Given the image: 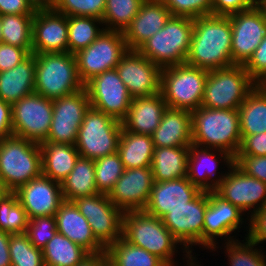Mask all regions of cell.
<instances>
[{"label":"cell","instance_id":"cell-48","mask_svg":"<svg viewBox=\"0 0 266 266\" xmlns=\"http://www.w3.org/2000/svg\"><path fill=\"white\" fill-rule=\"evenodd\" d=\"M244 68L257 84L266 77V34Z\"/></svg>","mask_w":266,"mask_h":266},{"label":"cell","instance_id":"cell-3","mask_svg":"<svg viewBox=\"0 0 266 266\" xmlns=\"http://www.w3.org/2000/svg\"><path fill=\"white\" fill-rule=\"evenodd\" d=\"M192 144L237 155L242 141L238 109L199 107L192 111Z\"/></svg>","mask_w":266,"mask_h":266},{"label":"cell","instance_id":"cell-23","mask_svg":"<svg viewBox=\"0 0 266 266\" xmlns=\"http://www.w3.org/2000/svg\"><path fill=\"white\" fill-rule=\"evenodd\" d=\"M15 193L29 219L55 216L60 204L64 201L61 183L44 175L30 180L19 187Z\"/></svg>","mask_w":266,"mask_h":266},{"label":"cell","instance_id":"cell-5","mask_svg":"<svg viewBox=\"0 0 266 266\" xmlns=\"http://www.w3.org/2000/svg\"><path fill=\"white\" fill-rule=\"evenodd\" d=\"M41 175L40 144L15 135L0 139V178L8 191L15 192Z\"/></svg>","mask_w":266,"mask_h":266},{"label":"cell","instance_id":"cell-4","mask_svg":"<svg viewBox=\"0 0 266 266\" xmlns=\"http://www.w3.org/2000/svg\"><path fill=\"white\" fill-rule=\"evenodd\" d=\"M36 58L35 93L54 100L84 88L75 55L69 52L33 53Z\"/></svg>","mask_w":266,"mask_h":266},{"label":"cell","instance_id":"cell-40","mask_svg":"<svg viewBox=\"0 0 266 266\" xmlns=\"http://www.w3.org/2000/svg\"><path fill=\"white\" fill-rule=\"evenodd\" d=\"M144 0H106L102 18L105 30L123 32L138 14Z\"/></svg>","mask_w":266,"mask_h":266},{"label":"cell","instance_id":"cell-6","mask_svg":"<svg viewBox=\"0 0 266 266\" xmlns=\"http://www.w3.org/2000/svg\"><path fill=\"white\" fill-rule=\"evenodd\" d=\"M192 32L193 18L171 16L137 51L162 68L183 64L189 53Z\"/></svg>","mask_w":266,"mask_h":266},{"label":"cell","instance_id":"cell-12","mask_svg":"<svg viewBox=\"0 0 266 266\" xmlns=\"http://www.w3.org/2000/svg\"><path fill=\"white\" fill-rule=\"evenodd\" d=\"M13 135L41 144L47 140L53 117V100L36 93L11 105Z\"/></svg>","mask_w":266,"mask_h":266},{"label":"cell","instance_id":"cell-35","mask_svg":"<svg viewBox=\"0 0 266 266\" xmlns=\"http://www.w3.org/2000/svg\"><path fill=\"white\" fill-rule=\"evenodd\" d=\"M242 239L218 244L208 253L212 252V256L216 253L219 255V250L223 249L221 254L224 253V260L227 258V266H266V251L252 243L247 237Z\"/></svg>","mask_w":266,"mask_h":266},{"label":"cell","instance_id":"cell-47","mask_svg":"<svg viewBox=\"0 0 266 266\" xmlns=\"http://www.w3.org/2000/svg\"><path fill=\"white\" fill-rule=\"evenodd\" d=\"M234 164L248 176L266 183V156L236 155Z\"/></svg>","mask_w":266,"mask_h":266},{"label":"cell","instance_id":"cell-31","mask_svg":"<svg viewBox=\"0 0 266 266\" xmlns=\"http://www.w3.org/2000/svg\"><path fill=\"white\" fill-rule=\"evenodd\" d=\"M189 151L190 146L154 148L150 166L154 181L186 177Z\"/></svg>","mask_w":266,"mask_h":266},{"label":"cell","instance_id":"cell-62","mask_svg":"<svg viewBox=\"0 0 266 266\" xmlns=\"http://www.w3.org/2000/svg\"><path fill=\"white\" fill-rule=\"evenodd\" d=\"M0 43H2V34H1V15H0Z\"/></svg>","mask_w":266,"mask_h":266},{"label":"cell","instance_id":"cell-58","mask_svg":"<svg viewBox=\"0 0 266 266\" xmlns=\"http://www.w3.org/2000/svg\"><path fill=\"white\" fill-rule=\"evenodd\" d=\"M258 7L262 10L266 19V0H259Z\"/></svg>","mask_w":266,"mask_h":266},{"label":"cell","instance_id":"cell-44","mask_svg":"<svg viewBox=\"0 0 266 266\" xmlns=\"http://www.w3.org/2000/svg\"><path fill=\"white\" fill-rule=\"evenodd\" d=\"M106 0H55L52 8L69 16L95 17L102 20Z\"/></svg>","mask_w":266,"mask_h":266},{"label":"cell","instance_id":"cell-16","mask_svg":"<svg viewBox=\"0 0 266 266\" xmlns=\"http://www.w3.org/2000/svg\"><path fill=\"white\" fill-rule=\"evenodd\" d=\"M91 107L85 87L53 100V117L45 142L75 145L85 113Z\"/></svg>","mask_w":266,"mask_h":266},{"label":"cell","instance_id":"cell-20","mask_svg":"<svg viewBox=\"0 0 266 266\" xmlns=\"http://www.w3.org/2000/svg\"><path fill=\"white\" fill-rule=\"evenodd\" d=\"M132 98L161 92L162 67L137 50H128L115 68Z\"/></svg>","mask_w":266,"mask_h":266},{"label":"cell","instance_id":"cell-33","mask_svg":"<svg viewBox=\"0 0 266 266\" xmlns=\"http://www.w3.org/2000/svg\"><path fill=\"white\" fill-rule=\"evenodd\" d=\"M61 190L65 201L99 193L96 188L94 160L79 157L73 170L61 182Z\"/></svg>","mask_w":266,"mask_h":266},{"label":"cell","instance_id":"cell-60","mask_svg":"<svg viewBox=\"0 0 266 266\" xmlns=\"http://www.w3.org/2000/svg\"><path fill=\"white\" fill-rule=\"evenodd\" d=\"M198 256H193L191 266H203L204 264H201V261L199 262Z\"/></svg>","mask_w":266,"mask_h":266},{"label":"cell","instance_id":"cell-51","mask_svg":"<svg viewBox=\"0 0 266 266\" xmlns=\"http://www.w3.org/2000/svg\"><path fill=\"white\" fill-rule=\"evenodd\" d=\"M259 0H213L211 15L228 16L258 6Z\"/></svg>","mask_w":266,"mask_h":266},{"label":"cell","instance_id":"cell-38","mask_svg":"<svg viewBox=\"0 0 266 266\" xmlns=\"http://www.w3.org/2000/svg\"><path fill=\"white\" fill-rule=\"evenodd\" d=\"M34 14L1 15L2 42L25 49L32 54V21Z\"/></svg>","mask_w":266,"mask_h":266},{"label":"cell","instance_id":"cell-50","mask_svg":"<svg viewBox=\"0 0 266 266\" xmlns=\"http://www.w3.org/2000/svg\"><path fill=\"white\" fill-rule=\"evenodd\" d=\"M30 54L23 48L0 43V72L7 71L24 61Z\"/></svg>","mask_w":266,"mask_h":266},{"label":"cell","instance_id":"cell-18","mask_svg":"<svg viewBox=\"0 0 266 266\" xmlns=\"http://www.w3.org/2000/svg\"><path fill=\"white\" fill-rule=\"evenodd\" d=\"M215 192L248 218L266 206V183L248 176L235 164L216 186Z\"/></svg>","mask_w":266,"mask_h":266},{"label":"cell","instance_id":"cell-55","mask_svg":"<svg viewBox=\"0 0 266 266\" xmlns=\"http://www.w3.org/2000/svg\"><path fill=\"white\" fill-rule=\"evenodd\" d=\"M9 238L10 234L0 231V266H11Z\"/></svg>","mask_w":266,"mask_h":266},{"label":"cell","instance_id":"cell-7","mask_svg":"<svg viewBox=\"0 0 266 266\" xmlns=\"http://www.w3.org/2000/svg\"><path fill=\"white\" fill-rule=\"evenodd\" d=\"M256 86L244 66L232 65L208 71L201 106L238 109Z\"/></svg>","mask_w":266,"mask_h":266},{"label":"cell","instance_id":"cell-36","mask_svg":"<svg viewBox=\"0 0 266 266\" xmlns=\"http://www.w3.org/2000/svg\"><path fill=\"white\" fill-rule=\"evenodd\" d=\"M45 266H78L89 253L66 236L56 233L44 249Z\"/></svg>","mask_w":266,"mask_h":266},{"label":"cell","instance_id":"cell-9","mask_svg":"<svg viewBox=\"0 0 266 266\" xmlns=\"http://www.w3.org/2000/svg\"><path fill=\"white\" fill-rule=\"evenodd\" d=\"M242 229L243 233L246 231L243 236L246 237L249 218L245 213L215 191H208L204 214L203 250H207L205 252L208 253L218 244L240 239L237 235Z\"/></svg>","mask_w":266,"mask_h":266},{"label":"cell","instance_id":"cell-43","mask_svg":"<svg viewBox=\"0 0 266 266\" xmlns=\"http://www.w3.org/2000/svg\"><path fill=\"white\" fill-rule=\"evenodd\" d=\"M95 162V181L99 193L109 194L125 168L118 152L98 158Z\"/></svg>","mask_w":266,"mask_h":266},{"label":"cell","instance_id":"cell-21","mask_svg":"<svg viewBox=\"0 0 266 266\" xmlns=\"http://www.w3.org/2000/svg\"><path fill=\"white\" fill-rule=\"evenodd\" d=\"M68 52V17L37 8L32 21V53Z\"/></svg>","mask_w":266,"mask_h":266},{"label":"cell","instance_id":"cell-53","mask_svg":"<svg viewBox=\"0 0 266 266\" xmlns=\"http://www.w3.org/2000/svg\"><path fill=\"white\" fill-rule=\"evenodd\" d=\"M36 9L30 0H0V15L35 14Z\"/></svg>","mask_w":266,"mask_h":266},{"label":"cell","instance_id":"cell-61","mask_svg":"<svg viewBox=\"0 0 266 266\" xmlns=\"http://www.w3.org/2000/svg\"><path fill=\"white\" fill-rule=\"evenodd\" d=\"M262 89L266 90V77L258 84Z\"/></svg>","mask_w":266,"mask_h":266},{"label":"cell","instance_id":"cell-1","mask_svg":"<svg viewBox=\"0 0 266 266\" xmlns=\"http://www.w3.org/2000/svg\"><path fill=\"white\" fill-rule=\"evenodd\" d=\"M122 238L157 256L167 266H191L193 256L171 234L162 219L144 210L124 212ZM180 253L183 257L179 259ZM181 259L184 265L179 262Z\"/></svg>","mask_w":266,"mask_h":266},{"label":"cell","instance_id":"cell-41","mask_svg":"<svg viewBox=\"0 0 266 266\" xmlns=\"http://www.w3.org/2000/svg\"><path fill=\"white\" fill-rule=\"evenodd\" d=\"M29 218L15 192L0 198V231L8 234L26 233Z\"/></svg>","mask_w":266,"mask_h":266},{"label":"cell","instance_id":"cell-2","mask_svg":"<svg viewBox=\"0 0 266 266\" xmlns=\"http://www.w3.org/2000/svg\"><path fill=\"white\" fill-rule=\"evenodd\" d=\"M231 38L229 15L194 18L190 49L185 63L207 71L232 66Z\"/></svg>","mask_w":266,"mask_h":266},{"label":"cell","instance_id":"cell-25","mask_svg":"<svg viewBox=\"0 0 266 266\" xmlns=\"http://www.w3.org/2000/svg\"><path fill=\"white\" fill-rule=\"evenodd\" d=\"M58 233L81 246L89 254H99L106 248L95 238L87 219L73 201H63L55 213Z\"/></svg>","mask_w":266,"mask_h":266},{"label":"cell","instance_id":"cell-42","mask_svg":"<svg viewBox=\"0 0 266 266\" xmlns=\"http://www.w3.org/2000/svg\"><path fill=\"white\" fill-rule=\"evenodd\" d=\"M11 266H45L41 249L36 248L26 233L10 234Z\"/></svg>","mask_w":266,"mask_h":266},{"label":"cell","instance_id":"cell-14","mask_svg":"<svg viewBox=\"0 0 266 266\" xmlns=\"http://www.w3.org/2000/svg\"><path fill=\"white\" fill-rule=\"evenodd\" d=\"M90 224L95 238L107 248L122 237L123 214L108 195L97 193L73 201Z\"/></svg>","mask_w":266,"mask_h":266},{"label":"cell","instance_id":"cell-15","mask_svg":"<svg viewBox=\"0 0 266 266\" xmlns=\"http://www.w3.org/2000/svg\"><path fill=\"white\" fill-rule=\"evenodd\" d=\"M91 107L122 122L132 101L116 69L95 76L84 85Z\"/></svg>","mask_w":266,"mask_h":266},{"label":"cell","instance_id":"cell-11","mask_svg":"<svg viewBox=\"0 0 266 266\" xmlns=\"http://www.w3.org/2000/svg\"><path fill=\"white\" fill-rule=\"evenodd\" d=\"M128 50L123 32L104 30L88 47L74 54L82 83L115 69Z\"/></svg>","mask_w":266,"mask_h":266},{"label":"cell","instance_id":"cell-56","mask_svg":"<svg viewBox=\"0 0 266 266\" xmlns=\"http://www.w3.org/2000/svg\"><path fill=\"white\" fill-rule=\"evenodd\" d=\"M78 266H110L106 251L99 254H89Z\"/></svg>","mask_w":266,"mask_h":266},{"label":"cell","instance_id":"cell-17","mask_svg":"<svg viewBox=\"0 0 266 266\" xmlns=\"http://www.w3.org/2000/svg\"><path fill=\"white\" fill-rule=\"evenodd\" d=\"M233 165L234 156L227 151L192 144L187 160L186 177L201 191H215L216 186Z\"/></svg>","mask_w":266,"mask_h":266},{"label":"cell","instance_id":"cell-26","mask_svg":"<svg viewBox=\"0 0 266 266\" xmlns=\"http://www.w3.org/2000/svg\"><path fill=\"white\" fill-rule=\"evenodd\" d=\"M172 16L163 1H144L130 26L124 31L129 50H137L147 39L160 31Z\"/></svg>","mask_w":266,"mask_h":266},{"label":"cell","instance_id":"cell-28","mask_svg":"<svg viewBox=\"0 0 266 266\" xmlns=\"http://www.w3.org/2000/svg\"><path fill=\"white\" fill-rule=\"evenodd\" d=\"M167 109L162 94L132 98L128 114L122 121L125 130L151 136Z\"/></svg>","mask_w":266,"mask_h":266},{"label":"cell","instance_id":"cell-57","mask_svg":"<svg viewBox=\"0 0 266 266\" xmlns=\"http://www.w3.org/2000/svg\"><path fill=\"white\" fill-rule=\"evenodd\" d=\"M36 8H52L55 0H30Z\"/></svg>","mask_w":266,"mask_h":266},{"label":"cell","instance_id":"cell-54","mask_svg":"<svg viewBox=\"0 0 266 266\" xmlns=\"http://www.w3.org/2000/svg\"><path fill=\"white\" fill-rule=\"evenodd\" d=\"M13 135L11 104L0 99V139Z\"/></svg>","mask_w":266,"mask_h":266},{"label":"cell","instance_id":"cell-39","mask_svg":"<svg viewBox=\"0 0 266 266\" xmlns=\"http://www.w3.org/2000/svg\"><path fill=\"white\" fill-rule=\"evenodd\" d=\"M105 30L103 21L95 17H68V52L88 47Z\"/></svg>","mask_w":266,"mask_h":266},{"label":"cell","instance_id":"cell-13","mask_svg":"<svg viewBox=\"0 0 266 266\" xmlns=\"http://www.w3.org/2000/svg\"><path fill=\"white\" fill-rule=\"evenodd\" d=\"M206 207L207 192L201 191L192 201L186 203V206L168 210L161 218L171 234L192 256L198 255L195 253V249L198 247V251L200 248L203 251V227Z\"/></svg>","mask_w":266,"mask_h":266},{"label":"cell","instance_id":"cell-59","mask_svg":"<svg viewBox=\"0 0 266 266\" xmlns=\"http://www.w3.org/2000/svg\"><path fill=\"white\" fill-rule=\"evenodd\" d=\"M9 192L3 184L2 179L0 178V198Z\"/></svg>","mask_w":266,"mask_h":266},{"label":"cell","instance_id":"cell-27","mask_svg":"<svg viewBox=\"0 0 266 266\" xmlns=\"http://www.w3.org/2000/svg\"><path fill=\"white\" fill-rule=\"evenodd\" d=\"M191 124V111L167 107L159 126L151 135L154 148L191 146Z\"/></svg>","mask_w":266,"mask_h":266},{"label":"cell","instance_id":"cell-19","mask_svg":"<svg viewBox=\"0 0 266 266\" xmlns=\"http://www.w3.org/2000/svg\"><path fill=\"white\" fill-rule=\"evenodd\" d=\"M229 19L232 64L244 66L265 37L266 19L258 6L230 14Z\"/></svg>","mask_w":266,"mask_h":266},{"label":"cell","instance_id":"cell-30","mask_svg":"<svg viewBox=\"0 0 266 266\" xmlns=\"http://www.w3.org/2000/svg\"><path fill=\"white\" fill-rule=\"evenodd\" d=\"M42 175L61 183L80 157L75 145L43 142L40 144Z\"/></svg>","mask_w":266,"mask_h":266},{"label":"cell","instance_id":"cell-34","mask_svg":"<svg viewBox=\"0 0 266 266\" xmlns=\"http://www.w3.org/2000/svg\"><path fill=\"white\" fill-rule=\"evenodd\" d=\"M241 136L266 132V90L258 84L238 108Z\"/></svg>","mask_w":266,"mask_h":266},{"label":"cell","instance_id":"cell-52","mask_svg":"<svg viewBox=\"0 0 266 266\" xmlns=\"http://www.w3.org/2000/svg\"><path fill=\"white\" fill-rule=\"evenodd\" d=\"M237 155L266 156V132L242 136Z\"/></svg>","mask_w":266,"mask_h":266},{"label":"cell","instance_id":"cell-24","mask_svg":"<svg viewBox=\"0 0 266 266\" xmlns=\"http://www.w3.org/2000/svg\"><path fill=\"white\" fill-rule=\"evenodd\" d=\"M201 190L187 177L153 183L150 197L144 211L162 218L168 210L186 206Z\"/></svg>","mask_w":266,"mask_h":266},{"label":"cell","instance_id":"cell-10","mask_svg":"<svg viewBox=\"0 0 266 266\" xmlns=\"http://www.w3.org/2000/svg\"><path fill=\"white\" fill-rule=\"evenodd\" d=\"M122 128V122L90 107L75 143L80 157L96 160L117 152Z\"/></svg>","mask_w":266,"mask_h":266},{"label":"cell","instance_id":"cell-29","mask_svg":"<svg viewBox=\"0 0 266 266\" xmlns=\"http://www.w3.org/2000/svg\"><path fill=\"white\" fill-rule=\"evenodd\" d=\"M35 74L36 58L33 53L12 69L0 72V99L12 105L35 93Z\"/></svg>","mask_w":266,"mask_h":266},{"label":"cell","instance_id":"cell-32","mask_svg":"<svg viewBox=\"0 0 266 266\" xmlns=\"http://www.w3.org/2000/svg\"><path fill=\"white\" fill-rule=\"evenodd\" d=\"M117 152L125 169L150 167L154 144L151 136L129 132L122 128Z\"/></svg>","mask_w":266,"mask_h":266},{"label":"cell","instance_id":"cell-45","mask_svg":"<svg viewBox=\"0 0 266 266\" xmlns=\"http://www.w3.org/2000/svg\"><path fill=\"white\" fill-rule=\"evenodd\" d=\"M55 216L31 218L28 221L26 234L30 242L38 249L43 250L48 241L57 233Z\"/></svg>","mask_w":266,"mask_h":266},{"label":"cell","instance_id":"cell-49","mask_svg":"<svg viewBox=\"0 0 266 266\" xmlns=\"http://www.w3.org/2000/svg\"><path fill=\"white\" fill-rule=\"evenodd\" d=\"M252 243L264 249L266 243V206L256 211L249 218V230L246 236Z\"/></svg>","mask_w":266,"mask_h":266},{"label":"cell","instance_id":"cell-37","mask_svg":"<svg viewBox=\"0 0 266 266\" xmlns=\"http://www.w3.org/2000/svg\"><path fill=\"white\" fill-rule=\"evenodd\" d=\"M110 266H167L147 250L134 246L122 237L106 248Z\"/></svg>","mask_w":266,"mask_h":266},{"label":"cell","instance_id":"cell-46","mask_svg":"<svg viewBox=\"0 0 266 266\" xmlns=\"http://www.w3.org/2000/svg\"><path fill=\"white\" fill-rule=\"evenodd\" d=\"M172 16L198 18L211 15L213 0H162Z\"/></svg>","mask_w":266,"mask_h":266},{"label":"cell","instance_id":"cell-8","mask_svg":"<svg viewBox=\"0 0 266 266\" xmlns=\"http://www.w3.org/2000/svg\"><path fill=\"white\" fill-rule=\"evenodd\" d=\"M208 71L186 63L164 67L161 94L167 107L193 111L201 107Z\"/></svg>","mask_w":266,"mask_h":266},{"label":"cell","instance_id":"cell-22","mask_svg":"<svg viewBox=\"0 0 266 266\" xmlns=\"http://www.w3.org/2000/svg\"><path fill=\"white\" fill-rule=\"evenodd\" d=\"M153 183L151 167L125 169L108 197L123 212L144 210Z\"/></svg>","mask_w":266,"mask_h":266}]
</instances>
